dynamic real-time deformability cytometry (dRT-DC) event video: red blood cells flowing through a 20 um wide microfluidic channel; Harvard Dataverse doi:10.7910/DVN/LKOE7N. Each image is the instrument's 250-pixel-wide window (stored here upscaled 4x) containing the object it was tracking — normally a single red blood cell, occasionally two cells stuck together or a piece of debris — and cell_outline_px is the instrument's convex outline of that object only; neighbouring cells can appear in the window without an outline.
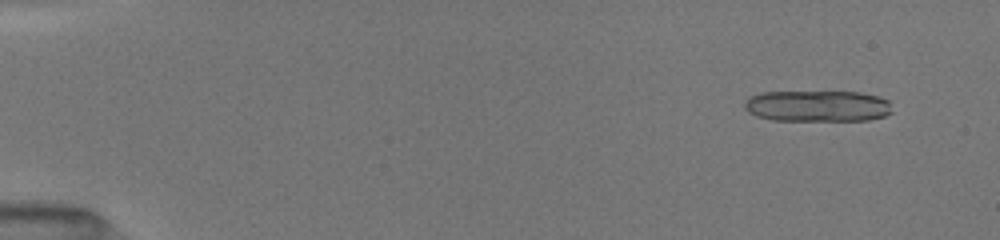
{"species": "common noctule bat (a hibernating species)", "species_latin": "Nyctalus noctula", "temperature_condition": "room temperature", "stored_images_in_passage": 15, "camera_frame_rate_fps": 3000, "um_per_image_px": 0.085, "animal": {"sex": "female", "body_mass_g": 19.5, "forearm_length_mm": 54.1}, "frame": {"image": 1, "passage_image": 5, "time_ms": 1.0, "image_size_px": [1000, 240], "cell_outline_px": [[892, 112], [884, 116], [868, 120], [772, 120], [756, 116], [748, 112], [744, 108], [744, 100], [748, 96], [760, 92], [860, 92], [876, 96], [888, 100]], "centroid_in_image_um": [69.43, 9.01], "position_along_channel_um": 15.6, "area_um2": 26.99}}